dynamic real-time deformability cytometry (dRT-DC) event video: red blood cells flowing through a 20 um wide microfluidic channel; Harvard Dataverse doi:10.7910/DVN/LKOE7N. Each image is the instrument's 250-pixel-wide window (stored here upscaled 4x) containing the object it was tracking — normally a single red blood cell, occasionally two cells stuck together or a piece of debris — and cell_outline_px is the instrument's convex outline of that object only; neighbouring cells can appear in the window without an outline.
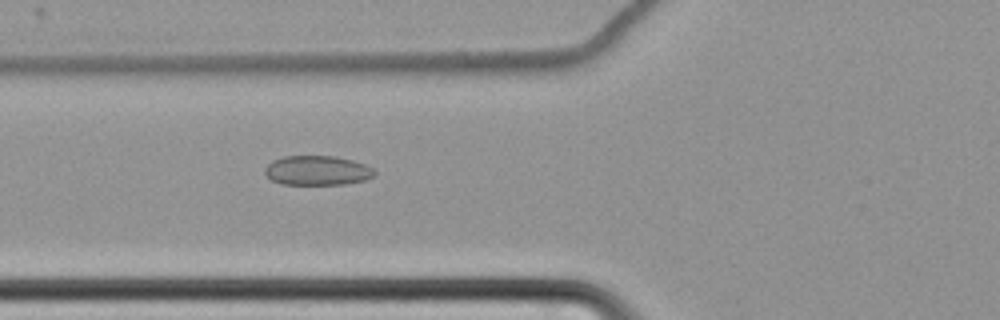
{"species": "common noctule bat (a hibernating species)", "species_latin": "Nyctalus noctula", "temperature_condition": "cold", "stored_images_in_passage": 62, "camera_frame_rate_fps": 3000, "um_per_image_px": 0.085, "animal": {"sex": "female", "body_mass_g": 22.7, "forearm_length_mm": 54.2}, "frame": {"image": 1, "passage_image": 26, "time_ms": 8.333, "image_size_px": [1000, 320], "cell_outline_px": [[376, 172], [372, 176], [364, 180], [344, 184], [280, 184], [272, 180], [264, 172], [264, 168], [272, 160], [284, 156], [336, 156], [352, 160], [364, 164], [372, 168]], "centroid_in_image_um": [26.94, 14.48], "position_along_channel_um": 98.9, "area_um2": 18.79}}
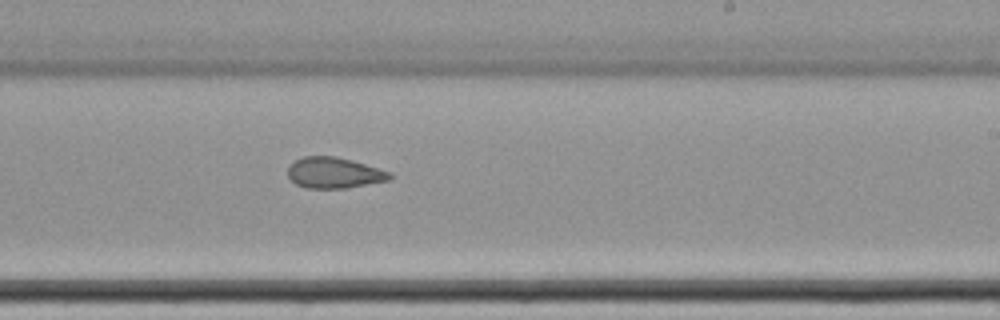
{"frame": {"image": 2, "passage_image": 40, "time_ms": 13.0, "image_size_px": [1000, 320], "cell_outline_px": [[392, 176], [388, 180], [348, 188], [308, 188], [296, 184], [288, 176], [288, 168], [296, 160], [304, 156], [336, 156], [352, 160], [392, 172]], "centroid_in_image_um": [28.42, 14.69], "position_along_channel_um": 260.6, "area_um2": 18.26}}
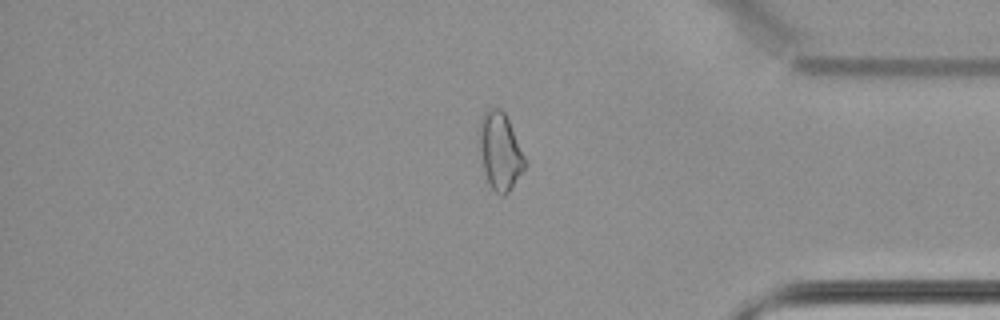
{"frame": {"image": 3, "passage_image": 53, "time_ms": 17.333, "image_size_px": [1000, 320], "cell_outline_px": [[528, 164], [512, 188], [504, 196], [500, 196], [488, 184], [484, 172], [480, 148], [480, 116], [488, 108], [500, 108], [504, 112], [508, 120]], "centroid_in_image_um": [42.52, 12.89], "position_along_channel_um": 392.7, "area_um2": 20.46}, "authors_computed_cell_mechanics": {"area_um2": 20.9525, "velocity_mm_per_s": 3.4687, "shape_relaxation_time_tau1_ms": null, "shape_relaxation_time_tau2_ms": 4.6237, "deformation_change_tau1": null, "deformation_change_tau2": 0.1068}}